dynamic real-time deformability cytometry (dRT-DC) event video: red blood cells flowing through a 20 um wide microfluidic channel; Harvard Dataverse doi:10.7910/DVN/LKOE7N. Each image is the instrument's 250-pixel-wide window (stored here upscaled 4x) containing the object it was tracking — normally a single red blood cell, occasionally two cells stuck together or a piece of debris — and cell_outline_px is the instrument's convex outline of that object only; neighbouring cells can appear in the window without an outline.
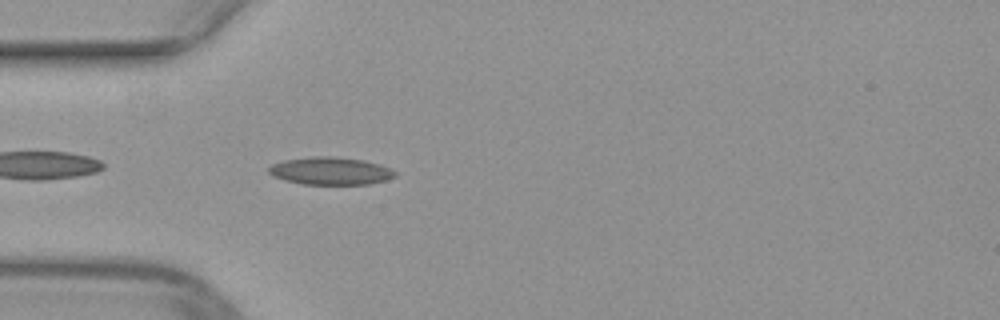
{"species": "common noctule bat (a hibernating species)", "species_latin": "Nyctalus noctula", "temperature_condition": "warm", "stored_images_in_passage": 38, "camera_frame_rate_fps": 3000, "um_per_image_px": 0.085, "animal": {"sex": "female", "body_mass_g": 29.2, "forearm_length_mm": 56.3}, "frame": {"image": 1, "passage_image": 3, "time_ms": 0.667, "image_size_px": [1000, 320], "cell_outline_px": [[396, 176], [384, 180], [368, 184], [300, 184], [284, 180], [272, 176], [268, 172], [268, 168], [272, 164], [284, 160], [312, 156], [328, 156], [364, 160], [388, 168], [396, 172]], "centroid_in_image_um": [28.03, 14.53], "position_along_channel_um": 57.0, "area_um2": 20.17}}
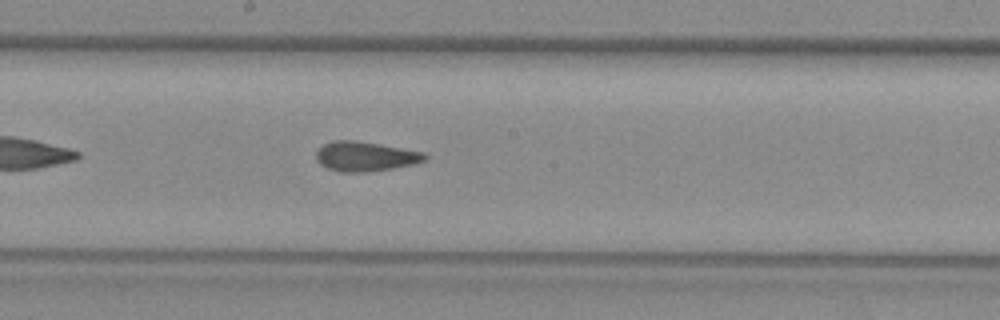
{"frame": {"image": 2, "passage_image": 15, "time_ms": 4.667, "image_size_px": [1000, 320], "cell_outline_px": [[428, 156], [424, 160], [416, 164], [368, 172], [340, 172], [328, 168], [320, 164], [316, 160], [316, 152], [324, 144], [332, 140], [352, 140], [424, 152]], "centroid_in_image_um": [31.03, 13.3], "position_along_channel_um": 217.2, "area_um2": 18.61}}
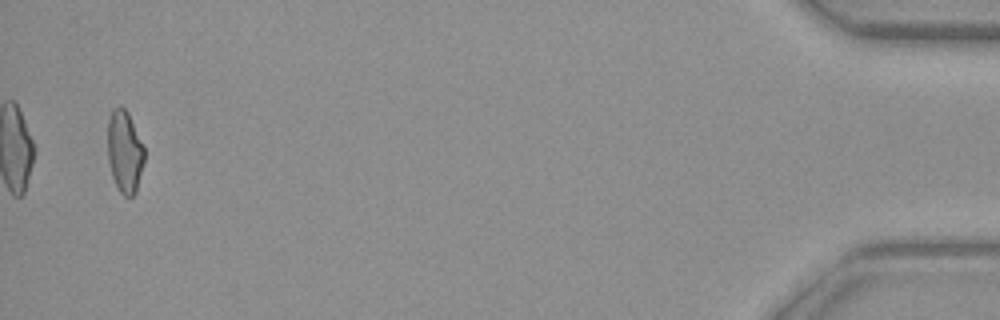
{"frame": {"image": 3, "passage_image": 37, "time_ms": 12.0, "image_size_px": [1000, 320], "cell_outline_px": [[144, 160], [136, 192], [132, 196], [124, 196], [120, 192], [112, 176], [108, 160], [108, 120], [112, 108], [120, 104], [128, 112], [144, 148]], "centroid_in_image_um": [10.58, 12.86], "position_along_channel_um": 424.6, "area_um2": 17.51}}